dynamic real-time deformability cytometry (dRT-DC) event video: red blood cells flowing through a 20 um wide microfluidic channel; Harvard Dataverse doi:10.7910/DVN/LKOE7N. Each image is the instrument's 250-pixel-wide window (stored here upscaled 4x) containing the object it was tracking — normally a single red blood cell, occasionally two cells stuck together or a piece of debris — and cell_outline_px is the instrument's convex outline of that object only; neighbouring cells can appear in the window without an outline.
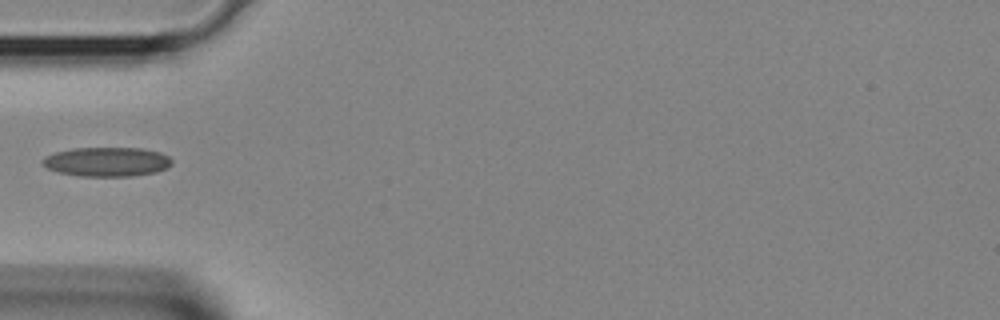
{"species": "Egyptian fruit bat (a non-hibernating species)", "species_latin": "Rousettus aegyptiacus", "temperature_condition": "room temperature", "stored_images_in_passage": 27, "camera_frame_rate_fps": 3000, "um_per_image_px": 0.085, "animal": {"sex": "female"}, "frame": {"image": 1, "passage_image": 1, "time_ms": 0.0, "image_size_px": [1000, 320], "cell_outline_px": [[172, 164], [168, 168], [156, 172], [132, 176], [80, 176], [60, 172], [48, 168], [40, 164], [40, 160], [44, 156], [56, 152], [72, 148], [140, 148], [160, 152], [168, 156], [172, 160]], "centroid_in_image_um": [9.08, 13.75], "position_along_channel_um": 75.9, "area_um2": 22.2}}
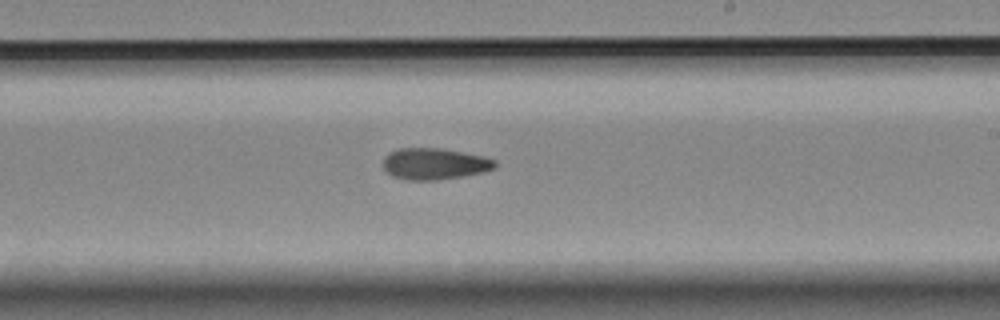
{"frame": {"image": 2, "passage_image": 11, "time_ms": 3.333, "image_size_px": [1000, 320], "cell_outline_px": [[496, 168], [484, 172], [464, 176], [436, 180], [408, 180], [392, 176], [380, 164], [384, 156], [388, 152], [400, 148], [440, 148], [484, 156], [496, 160]], "centroid_in_image_um": [36.91, 13.92], "position_along_channel_um": 252.1, "area_um2": 20.75}}
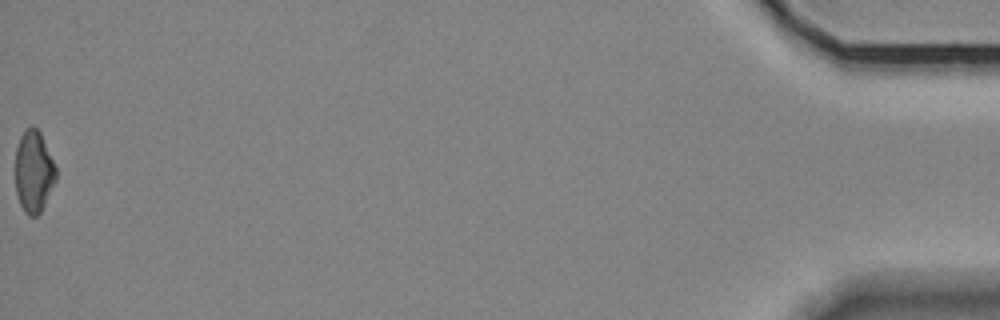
{"frame": {"image": 3, "passage_image": 27, "time_ms": 8.667, "image_size_px": [1000, 320], "cell_outline_px": [[56, 180], [40, 212], [36, 216], [28, 216], [24, 212], [20, 204], [16, 192], [12, 172], [16, 148], [20, 136], [24, 128], [32, 124], [40, 132], [56, 168]], "centroid_in_image_um": [2.8, 14.56], "position_along_channel_um": 432.4, "area_um2": 19.94}}